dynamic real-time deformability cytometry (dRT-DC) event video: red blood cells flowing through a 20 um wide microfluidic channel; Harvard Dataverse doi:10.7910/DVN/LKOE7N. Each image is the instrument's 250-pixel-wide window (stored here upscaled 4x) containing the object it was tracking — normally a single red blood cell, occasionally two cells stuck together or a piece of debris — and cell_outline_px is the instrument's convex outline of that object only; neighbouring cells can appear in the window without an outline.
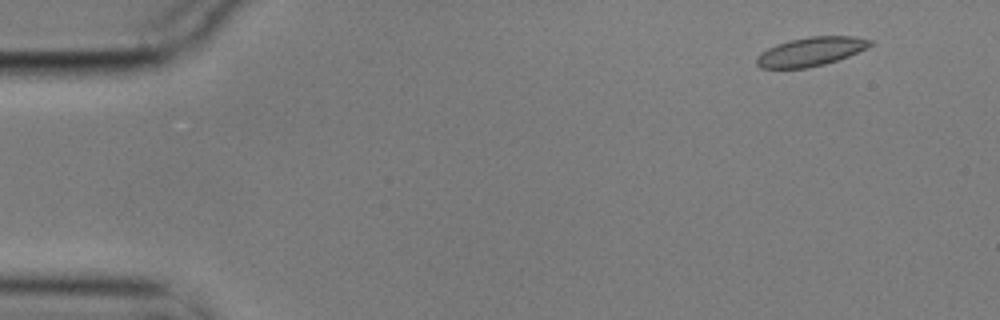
{"species": "common noctule bat (a hibernating species)", "species_latin": "Nyctalus noctula", "temperature_condition": "cold", "stored_images_in_passage": 2, "camera_frame_rate_fps": 3000, "um_per_image_px": 0.085, "animal": {"sex": "male", "body_mass_g": 17.9}, "frame": {"image": 1, "passage_image": 1, "time_ms": 0.0, "image_size_px": [1000, 320], "cell_outline_px": [[872, 44], [848, 56], [824, 64], [804, 68], [760, 68], [756, 64], [756, 56], [768, 48], [776, 44], [788, 40], [808, 36], [852, 36], [872, 40]], "centroid_in_image_um": [68.86, 4.38], "position_along_channel_um": 16.1, "area_um2": 18.9}}